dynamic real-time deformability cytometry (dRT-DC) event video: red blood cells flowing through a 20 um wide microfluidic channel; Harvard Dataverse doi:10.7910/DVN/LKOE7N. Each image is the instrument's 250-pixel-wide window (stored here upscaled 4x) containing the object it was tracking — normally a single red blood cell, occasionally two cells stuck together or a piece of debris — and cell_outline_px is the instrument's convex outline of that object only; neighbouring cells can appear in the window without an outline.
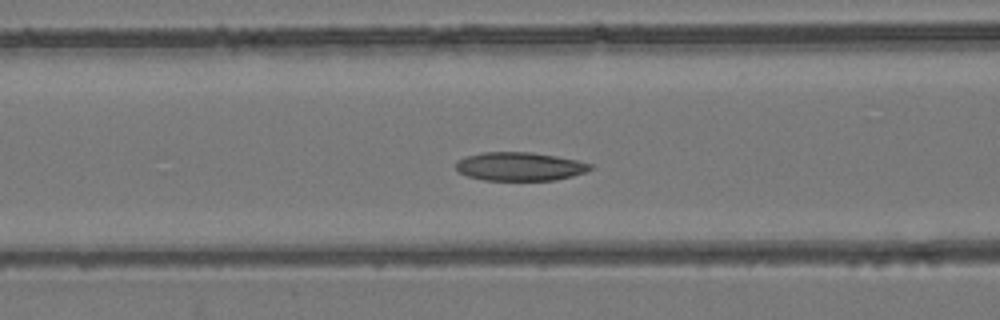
{"species": "common noctule bat (a hibernating species)", "species_latin": "Nyctalus noctula", "temperature_condition": "room temperature", "stored_images_in_passage": 48, "camera_frame_rate_fps": 3000, "um_per_image_px": 0.085, "animal": {"sex": "female", "body_mass_g": 24.6, "forearm_length_mm": 56.2}, "frame": {"image": 1, "passage_image": 22, "time_ms": 7.0, "image_size_px": [1000, 320], "cell_outline_px": [[592, 168], [584, 172], [572, 176], [556, 180], [484, 180], [468, 176], [460, 172], [456, 168], [456, 160], [464, 156], [484, 152], [532, 152], [556, 156], [576, 160], [592, 164]], "centroid_in_image_um": [44.15, 14.14], "position_along_channel_um": 122.4, "area_um2": 22.31}}
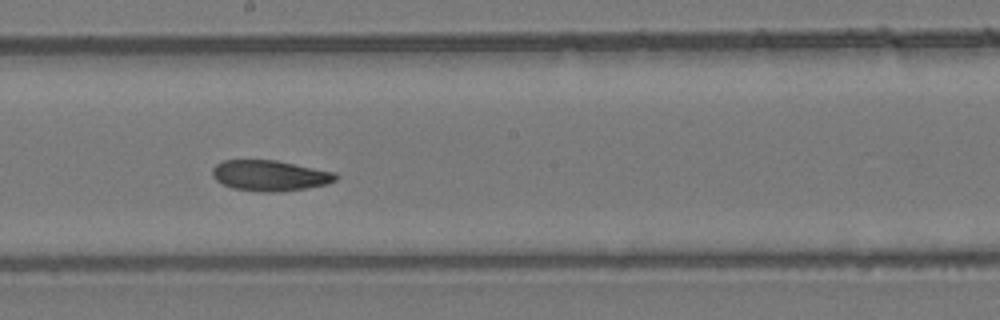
{"frame": {"image": 2, "passage_image": 30, "time_ms": 9.667, "image_size_px": [1000, 320], "cell_outline_px": [[340, 176], [336, 180], [324, 184], [304, 188], [280, 192], [260, 192], [232, 188], [216, 180], [212, 176], [212, 168], [216, 164], [224, 160], [276, 160], [336, 172]], "centroid_in_image_um": [22.93, 14.92], "position_along_channel_um": 225.3, "area_um2": 22.08}}
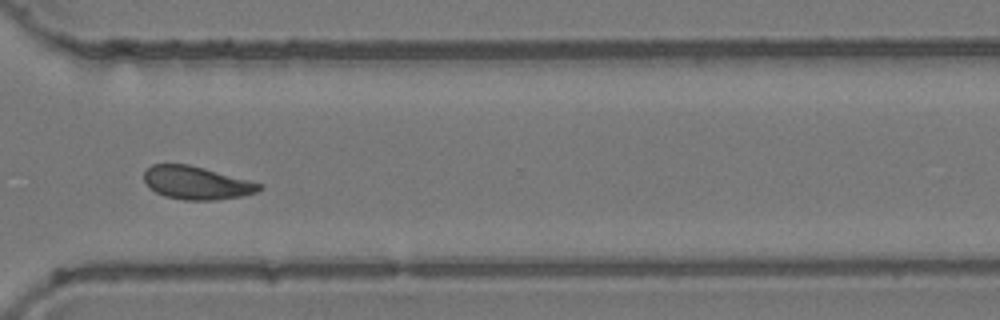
{"frame": {"image": 3, "passage_image": 40, "time_ms": 13.0, "image_size_px": [1000, 320], "cell_outline_px": [[264, 188], [256, 192], [240, 196], [216, 200], [184, 200], [164, 196], [156, 192], [144, 180], [144, 172], [152, 164], [188, 164], [204, 168], [248, 180], [260, 184]], "centroid_in_image_um": [16.69, 15.54], "position_along_channel_um": 353.9, "area_um2": 21.91}, "authors_computed_cell_mechanics": {"area_um2": 23.1489, "velocity_mm_per_s": 3.8535, "shape_relaxation_time_tau1_ms": null, "shape_relaxation_time_tau2_ms": 4.0694, "deformation_change_tau1": null, "deformation_change_tau2": 0.0959}}